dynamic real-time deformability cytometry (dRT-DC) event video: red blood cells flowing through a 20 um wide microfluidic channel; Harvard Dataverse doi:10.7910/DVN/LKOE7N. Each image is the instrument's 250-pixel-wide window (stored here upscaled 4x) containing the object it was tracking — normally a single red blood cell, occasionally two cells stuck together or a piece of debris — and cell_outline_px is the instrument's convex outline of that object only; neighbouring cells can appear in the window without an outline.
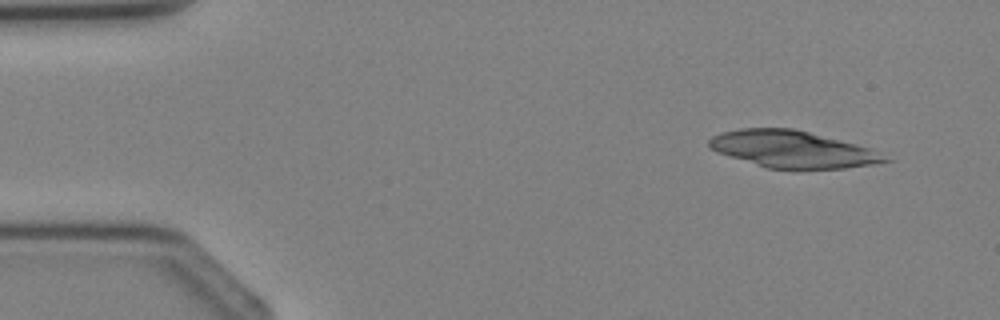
{"species": "Egyptian fruit bat (a non-hibernating species)", "species_latin": "Rousettus aegyptiacus", "temperature_condition": "cold", "stored_images_in_passage": 3, "camera_frame_rate_fps": 3000, "um_per_image_px": 0.085, "animal": {"sex": "female"}, "frame": {"image": 1, "passage_image": 1, "time_ms": 0.0, "image_size_px": [1000, 320], "cell_outline_px": [[892, 160], [876, 164], [844, 168], [768, 168], [716, 152], [708, 144], [708, 140], [712, 136], [724, 132], [740, 128], [792, 128], [872, 148]], "centroid_in_image_um": [67.37, 12.68], "position_along_channel_um": 17.6, "area_um2": 37.28}}